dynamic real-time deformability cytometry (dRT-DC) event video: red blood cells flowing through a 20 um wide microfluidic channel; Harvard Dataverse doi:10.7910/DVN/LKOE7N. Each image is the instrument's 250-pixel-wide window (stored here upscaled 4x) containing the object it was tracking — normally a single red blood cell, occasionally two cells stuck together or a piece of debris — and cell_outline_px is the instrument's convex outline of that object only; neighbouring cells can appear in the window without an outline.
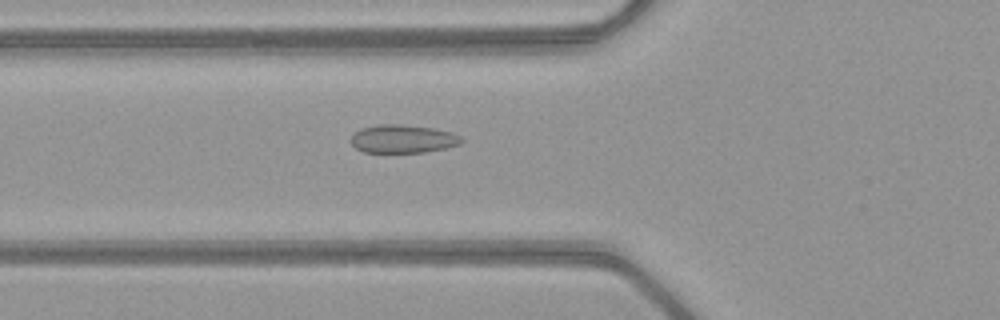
{"species": "common noctule bat (a hibernating species)", "species_latin": "Nyctalus noctula", "temperature_condition": "warm", "stored_images_in_passage": 52, "camera_frame_rate_fps": 3000, "um_per_image_px": 0.085, "animal": {"sex": "female", "body_mass_g": 21.9}, "frame": {"image": 1, "passage_image": 20, "time_ms": 6.333, "image_size_px": [1000, 320], "cell_outline_px": [[464, 140], [460, 144], [444, 148], [424, 152], [364, 152], [356, 148], [348, 140], [360, 128], [380, 124], [400, 124], [432, 128], [452, 132], [460, 136]], "centroid_in_image_um": [34.23, 11.8], "position_along_channel_um": 91.6, "area_um2": 18.15}}
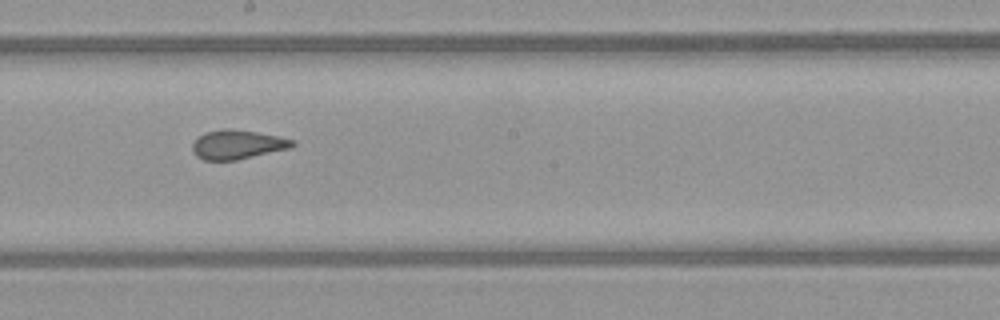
{"frame": {"image": 2, "passage_image": 30, "time_ms": 9.667, "image_size_px": [1000, 320], "cell_outline_px": [[296, 144], [292, 148], [236, 160], [204, 160], [196, 156], [192, 152], [192, 144], [204, 132], [224, 128], [232, 128], [256, 132], [276, 136], [292, 140]], "centroid_in_image_um": [20.16, 12.29], "position_along_channel_um": 228.0, "area_um2": 16.99}}
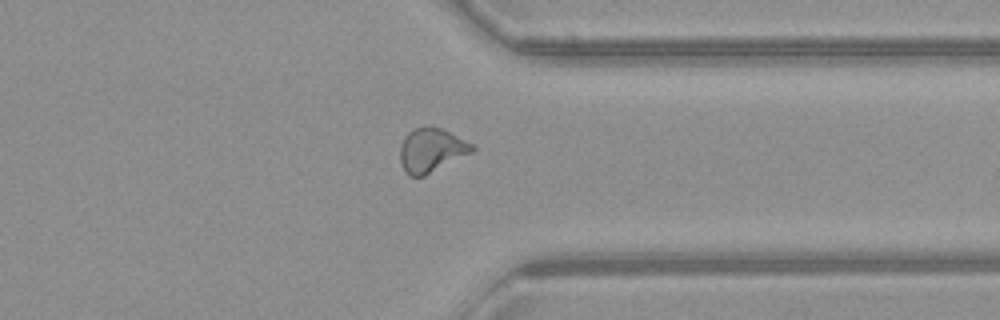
{"frame": {"image": 3, "passage_image": 41, "time_ms": 13.333, "image_size_px": [1000, 320], "cell_outline_px": [[476, 148], [472, 152], [424, 176], [408, 176], [404, 172], [400, 160], [400, 144], [404, 136], [408, 132], [416, 128], [440, 128], [472, 144]], "centroid_in_image_um": [36.62, 12.79], "position_along_channel_um": 374.8, "area_um2": 18.09}, "authors_computed_cell_mechanics": {"area_um2": 18.1203, "velocity_mm_per_s": 4.0618, "shape_relaxation_time_tau1_ms": null, "shape_relaxation_time_tau2_ms": 1.0687, "deformation_change_tau1": null, "deformation_change_tau2": 0.0809}}